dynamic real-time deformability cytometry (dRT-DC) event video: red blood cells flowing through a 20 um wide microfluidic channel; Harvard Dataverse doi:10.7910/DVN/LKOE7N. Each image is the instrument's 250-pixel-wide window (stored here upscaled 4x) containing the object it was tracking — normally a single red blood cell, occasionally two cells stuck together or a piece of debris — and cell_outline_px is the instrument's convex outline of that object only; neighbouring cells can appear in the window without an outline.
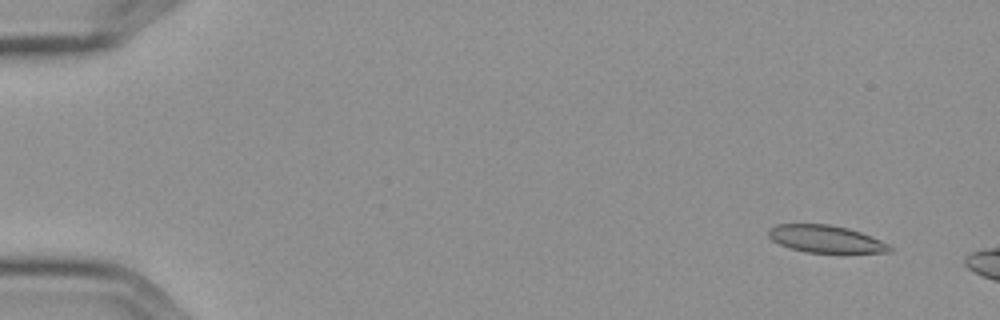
{"species": "Egyptian fruit bat (a non-hibernating species)", "species_latin": "Rousettus aegyptiacus", "temperature_condition": "cold", "stored_images_in_passage": 4, "camera_frame_rate_fps": 3000, "um_per_image_px": 0.085, "frame": {"image": 1, "passage_image": 1, "time_ms": 0.0, "image_size_px": [1000, 320], "cell_outline_px": [[892, 252], [804, 252], [780, 244], [772, 240], [768, 236], [768, 228], [776, 224], [828, 224], [848, 228], [860, 232], [880, 240], [888, 244], [892, 248]], "centroid_in_image_um": [70.15, 20.3], "position_along_channel_um": 14.9, "area_um2": 19.07}}